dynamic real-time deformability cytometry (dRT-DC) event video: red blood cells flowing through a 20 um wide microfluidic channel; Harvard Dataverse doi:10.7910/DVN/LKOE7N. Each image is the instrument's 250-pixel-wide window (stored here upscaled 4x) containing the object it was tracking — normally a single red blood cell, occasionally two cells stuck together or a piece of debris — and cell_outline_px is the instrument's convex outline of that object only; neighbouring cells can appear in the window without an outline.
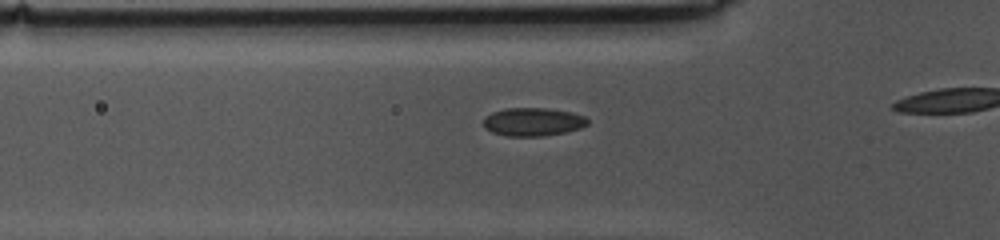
{"species": "common noctule bat (a hibernating species)", "species_latin": "Nyctalus noctula", "temperature_condition": "cold", "stored_images_in_passage": 22, "camera_frame_rate_fps": 3000, "um_per_image_px": 0.085, "animal": {"sex": "female", "body_mass_g": 10.0, "forearm_length_mm": 53.1}, "frame": {"image": 1, "passage_image": 13, "time_ms": 4.0, "image_size_px": [1000, 240], "cell_outline_px": [[588, 124], [580, 128], [564, 132], [544, 136], [504, 136], [492, 132], [484, 128], [484, 116], [492, 112], [504, 108], [548, 108], [572, 112], [584, 116], [588, 120]], "centroid_in_image_um": [45.27, 10.35], "position_along_channel_um": 80.5, "area_um2": 17.28}}
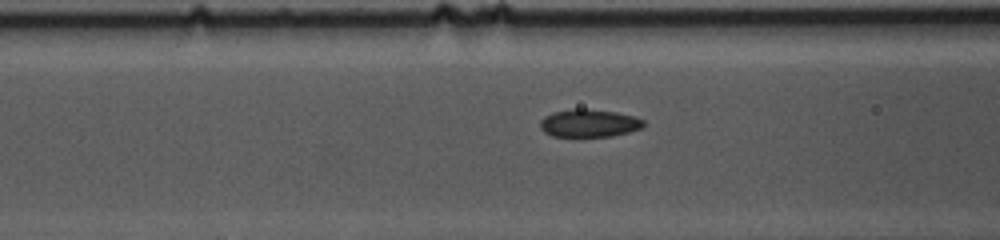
{"frame": {"image": 2, "passage_image": 16, "time_ms": 5.0, "image_size_px": [1000, 240], "cell_outline_px": [[644, 124], [640, 128], [628, 132], [612, 136], [552, 136], [544, 132], [540, 128], [540, 120], [544, 116], [552, 112], [576, 108], [584, 108], [616, 112], [636, 116], [644, 120]], "centroid_in_image_um": [50.05, 10.45], "position_along_channel_um": 116.5, "area_um2": 16.82}}